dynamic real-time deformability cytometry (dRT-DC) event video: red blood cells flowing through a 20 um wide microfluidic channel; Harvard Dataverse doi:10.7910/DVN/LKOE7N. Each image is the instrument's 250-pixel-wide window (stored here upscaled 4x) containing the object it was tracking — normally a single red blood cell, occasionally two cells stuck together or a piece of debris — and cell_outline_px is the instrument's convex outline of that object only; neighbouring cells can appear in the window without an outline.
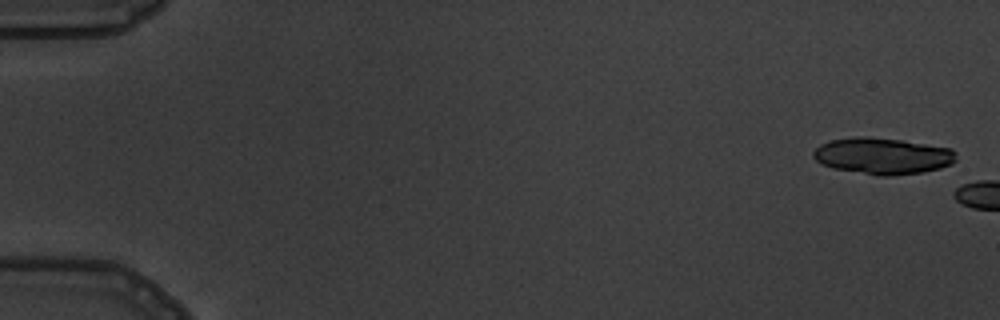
{"species": "common noctule bat (a hibernating species)", "species_latin": "Nyctalus noctula", "temperature_condition": "warm", "stored_images_in_passage": 7, "camera_frame_rate_fps": 3000, "um_per_image_px": 0.085, "animal": {"sex": "male", "body_mass_g": 19.5, "forearm_length_mm": 54.6}, "frame": {"image": 1, "passage_image": 1, "time_ms": 0.0, "image_size_px": [1000, 320], "cell_outline_px": [[956, 160], [952, 164], [940, 168], [924, 172], [892, 176], [880, 176], [832, 168], [820, 164], [812, 156], [812, 152], [820, 144], [832, 140], [856, 136], [868, 136], [900, 140], [952, 148], [956, 152]], "centroid_in_image_um": [75.02, 13.26], "position_along_channel_um": 10.0, "area_um2": 30.58}}
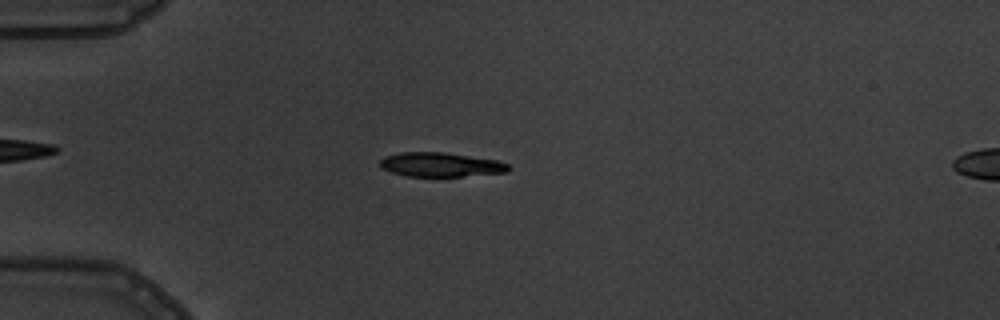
{"frame": {"image": 2, "passage_image": 6, "time_ms": 6.333, "image_size_px": [1000, 320], "cell_outline_px": [[512, 168], [508, 172], [460, 176], [408, 176], [392, 172], [384, 168], [380, 164], [380, 160], [384, 156], [400, 152], [444, 152], [496, 160], [508, 164]], "centroid_in_image_um": [37.47, 13.99], "position_along_channel_um": 47.5, "area_um2": 17.98}}